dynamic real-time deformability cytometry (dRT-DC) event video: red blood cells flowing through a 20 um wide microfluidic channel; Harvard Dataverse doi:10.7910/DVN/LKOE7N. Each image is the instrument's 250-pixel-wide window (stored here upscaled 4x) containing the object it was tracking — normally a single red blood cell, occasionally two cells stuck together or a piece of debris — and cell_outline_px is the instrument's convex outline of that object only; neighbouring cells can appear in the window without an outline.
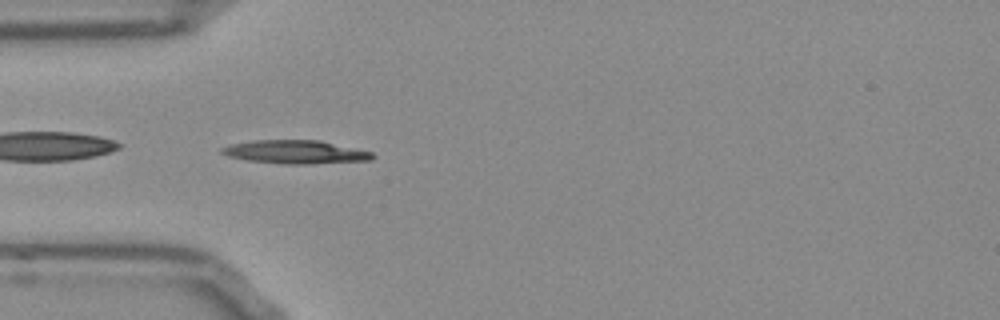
{"species": "Egyptian fruit bat (a non-hibernating species)", "species_latin": "Rousettus aegyptiacus", "temperature_condition": "room temperature", "stored_images_in_passage": 38, "camera_frame_rate_fps": 3000, "um_per_image_px": 0.085, "frame": {"image": 1, "passage_image": 1, "time_ms": 0.0, "image_size_px": [1000, 320], "cell_outline_px": [[376, 156], [372, 160], [308, 164], [284, 164], [248, 160], [232, 156], [220, 152], [220, 148], [232, 144], [252, 140], [320, 140], [372, 152]], "centroid_in_image_um": [25.15, 12.91], "position_along_channel_um": 59.8, "area_um2": 20.4}}
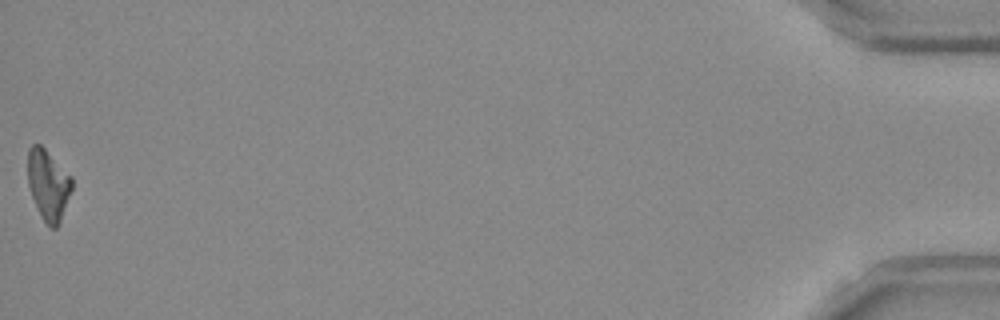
{"frame": {"image": 2, "passage_image": 38, "time_ms": 12.333, "image_size_px": [1000, 320], "cell_outline_px": [[72, 188], [60, 224], [56, 228], [52, 228], [40, 216], [32, 196], [28, 184], [28, 148], [32, 144], [40, 144], [72, 176]], "centroid_in_image_um": [4.1, 15.71], "position_along_channel_um": 431.1, "area_um2": 18.09}, "authors_computed_cell_mechanics": {"area_um2": 19.074, "velocity_mm_per_s": 3.8635, "shape_relaxation_time_tau1_ms": 9.6664, "shape_relaxation_time_tau2_ms": null, "deformation_change_tau1": 0.2706, "deformation_change_tau2": null}}